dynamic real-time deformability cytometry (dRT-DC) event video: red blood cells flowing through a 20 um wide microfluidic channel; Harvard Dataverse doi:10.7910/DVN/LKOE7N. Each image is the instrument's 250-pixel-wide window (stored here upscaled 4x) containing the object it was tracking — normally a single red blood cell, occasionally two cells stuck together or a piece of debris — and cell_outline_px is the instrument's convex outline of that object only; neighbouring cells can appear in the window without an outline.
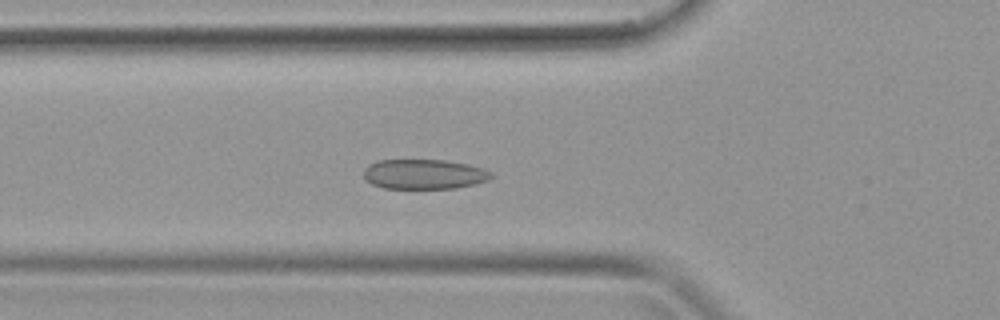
{"species": "common noctule bat (a hibernating species)", "species_latin": "Nyctalus noctula", "temperature_condition": "warm", "stored_images_in_passage": 37, "camera_frame_rate_fps": 3000, "um_per_image_px": 0.085, "animal": {"sex": "female", "body_mass_g": 19.9}, "frame": {"image": 1, "passage_image": 12, "time_ms": 3.667, "image_size_px": [1000, 320], "cell_outline_px": [[492, 176], [488, 180], [476, 184], [456, 188], [384, 188], [372, 184], [364, 180], [364, 168], [368, 164], [380, 160], [444, 160], [468, 164], [484, 168], [492, 172]], "centroid_in_image_um": [36.05, 14.8], "position_along_channel_um": 89.8, "area_um2": 22.31}}
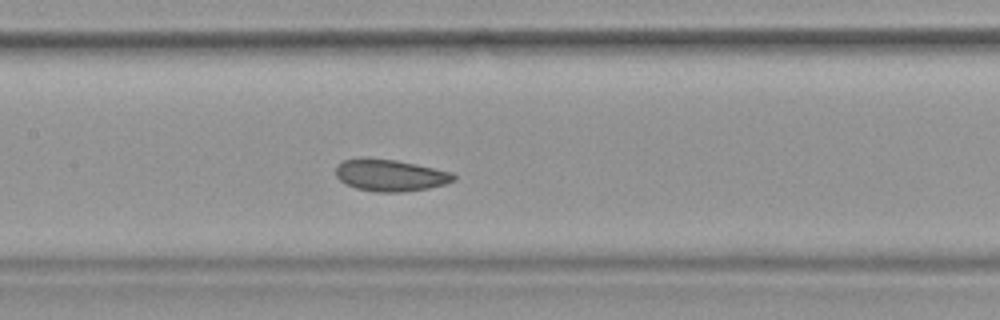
{"frame": {"image": 2, "passage_image": 17, "time_ms": 5.333, "image_size_px": [1000, 320], "cell_outline_px": [[456, 180], [444, 184], [428, 188], [400, 192], [376, 192], [356, 188], [344, 184], [336, 176], [336, 164], [344, 160], [396, 160], [416, 164], [452, 172], [456, 176]], "centroid_in_image_um": [33.19, 14.93], "position_along_channel_um": 174.2, "area_um2": 21.39}}
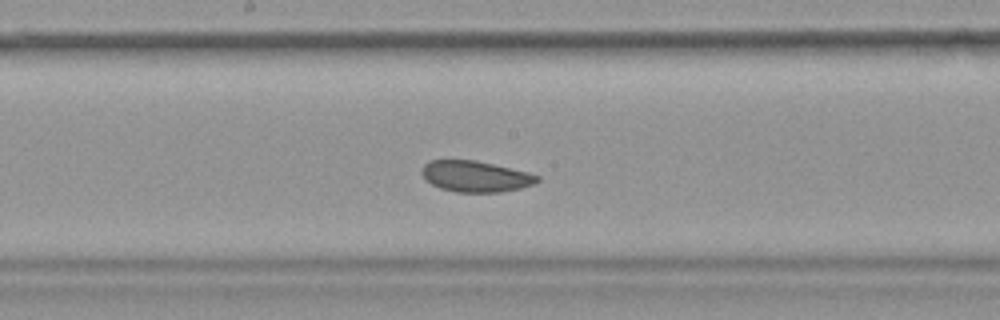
{"frame": {"image": 3, "passage_image": 19, "time_ms": 6.0, "image_size_px": [1000, 320], "cell_outline_px": [[540, 180], [532, 184], [520, 188], [500, 192], [456, 192], [440, 188], [424, 180], [420, 172], [424, 164], [428, 160], [476, 160], [528, 172], [540, 176]], "centroid_in_image_um": [40.38, 14.99], "position_along_channel_um": 207.8, "area_um2": 20.98}}